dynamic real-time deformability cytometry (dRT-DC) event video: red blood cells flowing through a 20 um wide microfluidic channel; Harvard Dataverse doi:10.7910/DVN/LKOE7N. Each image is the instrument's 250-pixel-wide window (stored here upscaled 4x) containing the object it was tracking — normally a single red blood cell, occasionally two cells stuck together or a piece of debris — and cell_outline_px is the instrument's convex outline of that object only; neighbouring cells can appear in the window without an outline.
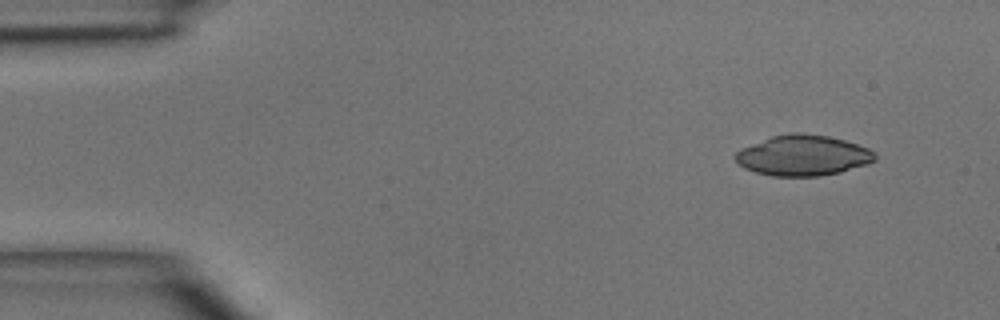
{"species": "common noctule bat (a hibernating species)", "species_latin": "Nyctalus noctula", "temperature_condition": "room temperature", "stored_images_in_passage": 4, "camera_frame_rate_fps": 3000, "um_per_image_px": 0.085, "animal": {"sex": "male", "body_mass_g": 15.6}, "frame": {"image": 1, "passage_image": 1, "time_ms": 0.0, "image_size_px": [1000, 320], "cell_outline_px": [[876, 160], [868, 164], [840, 172], [820, 176], [772, 176], [756, 172], [744, 168], [732, 156], [740, 148], [772, 136], [788, 132], [800, 132], [828, 136], [844, 140], [868, 148], [876, 152]], "centroid_in_image_um": [68.25, 13.21], "position_along_channel_um": 16.8, "area_um2": 33.18}}